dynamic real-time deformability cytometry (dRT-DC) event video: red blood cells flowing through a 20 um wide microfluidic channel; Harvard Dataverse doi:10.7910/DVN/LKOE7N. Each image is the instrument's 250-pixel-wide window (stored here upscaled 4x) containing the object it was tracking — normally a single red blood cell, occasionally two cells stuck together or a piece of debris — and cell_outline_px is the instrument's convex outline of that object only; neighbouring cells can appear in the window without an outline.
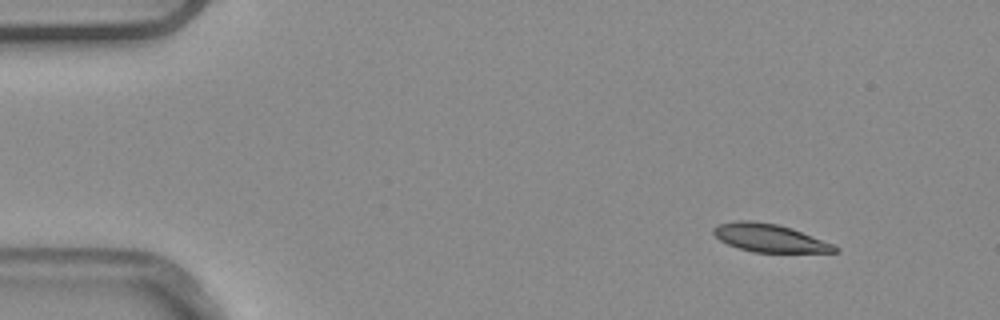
{"species": "common noctule bat (a hibernating species)", "species_latin": "Nyctalus noctula", "temperature_condition": "warm", "stored_images_in_passage": 7, "camera_frame_rate_fps": 3000, "um_per_image_px": 0.085, "animal": {"sex": "male", "body_mass_g": 20.4}, "frame": {"image": 1, "passage_image": 1, "time_ms": 0.0, "image_size_px": [1000, 320], "cell_outline_px": [[840, 252], [752, 252], [728, 244], [720, 240], [712, 232], [712, 228], [716, 224], [736, 220], [752, 220], [776, 224], [792, 228], [836, 244], [840, 248]], "centroid_in_image_um": [65.44, 20.22], "position_along_channel_um": 19.6, "area_um2": 20.06}}
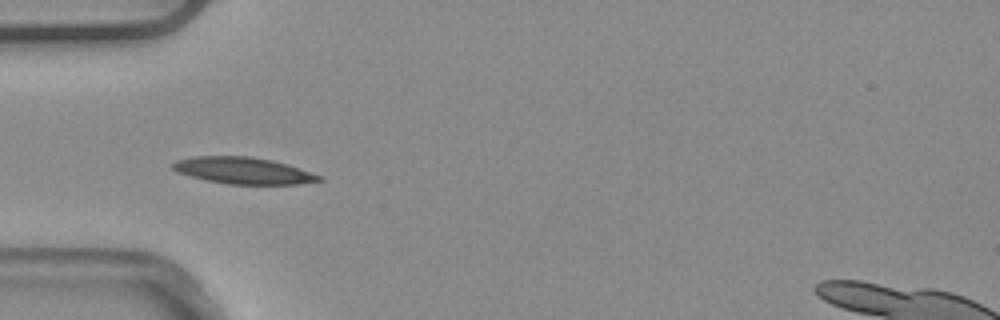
{"frame": {"image": 2, "passage_image": 4, "time_ms": 1.0, "image_size_px": [1000, 320], "cell_outline_px": [[324, 180], [296, 184], [228, 184], [188, 176], [176, 172], [172, 168], [172, 164], [176, 160], [192, 156], [248, 156], [272, 160], [288, 164], [320, 176]], "centroid_in_image_um": [20.62, 14.49], "position_along_channel_um": 64.4, "area_um2": 22.6}}